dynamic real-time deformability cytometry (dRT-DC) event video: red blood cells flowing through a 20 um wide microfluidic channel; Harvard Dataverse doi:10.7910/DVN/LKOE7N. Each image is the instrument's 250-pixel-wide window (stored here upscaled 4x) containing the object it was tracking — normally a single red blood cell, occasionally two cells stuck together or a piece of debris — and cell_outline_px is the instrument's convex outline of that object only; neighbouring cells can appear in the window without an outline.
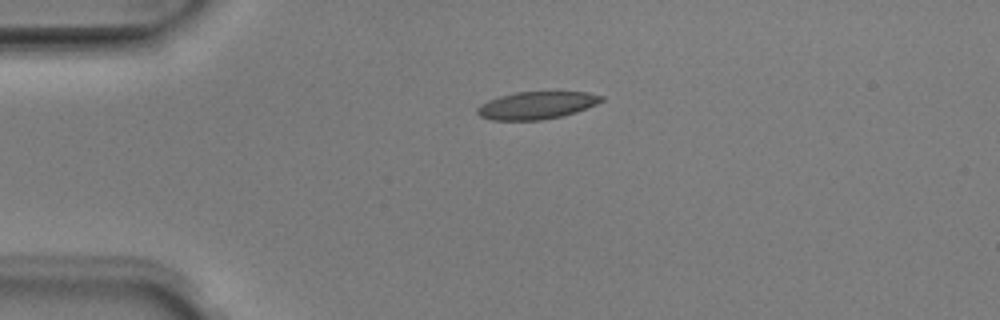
{"species": "Egyptian fruit bat (a non-hibernating species)", "species_latin": "Rousettus aegyptiacus", "temperature_condition": "room temperature", "stored_images_in_passage": 40, "camera_frame_rate_fps": 3000, "um_per_image_px": 0.085, "animal": {"sex": "male"}, "frame": {"image": 1, "passage_image": 1, "time_ms": 0.0, "image_size_px": [1000, 320], "cell_outline_px": [[604, 100], [596, 104], [576, 112], [560, 116], [540, 120], [492, 120], [480, 116], [476, 112], [476, 108], [480, 104], [488, 100], [500, 96], [516, 92], [588, 92], [604, 96]], "centroid_in_image_um": [45.59, 8.95], "position_along_channel_um": 39.4, "area_um2": 19.83}}
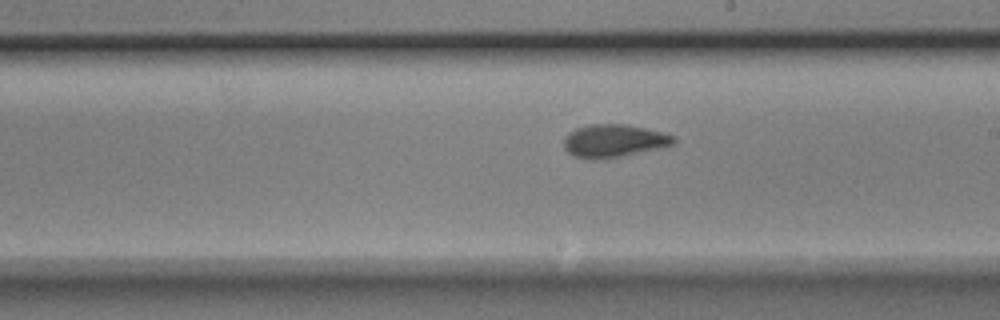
{"frame": {"image": 2, "passage_image": 18, "time_ms": 5.667, "image_size_px": [1000, 320], "cell_outline_px": [[676, 144], [660, 148], [608, 160], [588, 160], [576, 156], [568, 152], [564, 148], [564, 136], [568, 132], [576, 128], [588, 124], [624, 124], [644, 128], [676, 136]], "centroid_in_image_um": [52.17, 11.99], "position_along_channel_um": 236.8, "area_um2": 21.5}}
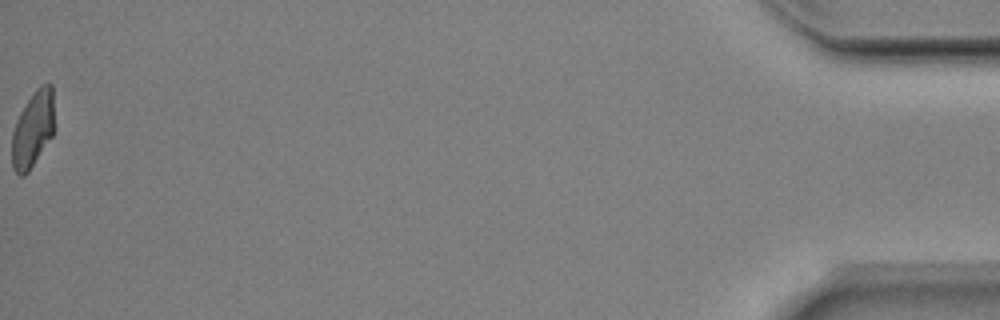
{"frame": {"image": 3, "passage_image": 40, "time_ms": 13.0, "image_size_px": [1000, 320], "cell_outline_px": [[56, 128], [52, 136], [28, 172], [24, 176], [20, 176], [12, 168], [12, 132], [16, 120], [20, 112], [36, 88], [40, 84], [52, 84]], "centroid_in_image_um": [2.82, 10.96], "position_along_channel_um": 432.4, "area_um2": 19.19}, "authors_computed_cell_mechanics": {"area_um2": 20.3456, "velocity_mm_per_s": 4.0356, "shape_relaxation_time_tau1_ms": 4.8262, "shape_relaxation_time_tau2_ms": 1.6138, "deformation_change_tau1": 0.1579, "deformation_change_tau2": 0.0657}}